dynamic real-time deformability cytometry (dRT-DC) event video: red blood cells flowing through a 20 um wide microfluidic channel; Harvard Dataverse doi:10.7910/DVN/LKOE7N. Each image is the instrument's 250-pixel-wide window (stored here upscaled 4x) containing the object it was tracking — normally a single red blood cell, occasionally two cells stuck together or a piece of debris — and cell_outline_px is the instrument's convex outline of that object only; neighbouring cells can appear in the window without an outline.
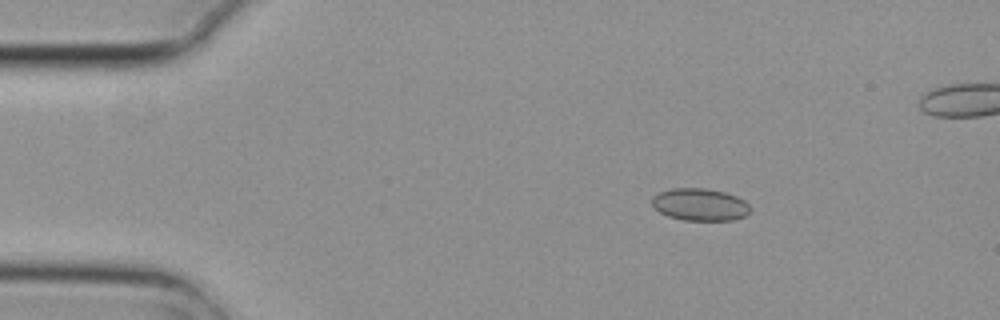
{"species": "common noctule bat (a hibernating species)", "species_latin": "Nyctalus noctula", "temperature_condition": "cold", "stored_images_in_passage": 5, "camera_frame_rate_fps": 3000, "um_per_image_px": 0.085, "animal": {"sex": "female", "body_mass_g": 29.2, "forearm_length_mm": 56.3}, "frame": {"image": 1, "passage_image": 2, "time_ms": 0.333, "image_size_px": [1000, 320], "cell_outline_px": [[752, 208], [744, 216], [732, 220], [684, 220], [668, 216], [652, 208], [652, 196], [660, 192], [672, 188], [704, 188], [724, 192], [736, 196], [744, 200]], "centroid_in_image_um": [59.47, 17.38], "position_along_channel_um": 25.5, "area_um2": 18.5}}